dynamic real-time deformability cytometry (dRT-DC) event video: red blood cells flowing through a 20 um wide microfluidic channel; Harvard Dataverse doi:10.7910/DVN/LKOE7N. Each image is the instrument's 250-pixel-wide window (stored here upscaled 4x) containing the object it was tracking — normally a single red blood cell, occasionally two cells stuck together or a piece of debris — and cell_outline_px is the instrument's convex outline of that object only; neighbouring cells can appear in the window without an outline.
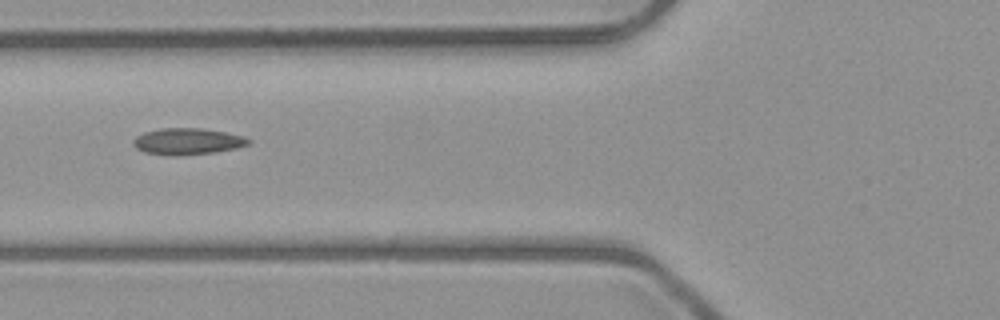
{"species": "common noctule bat (a hibernating species)", "species_latin": "Nyctalus noctula", "temperature_condition": "room temperature", "stored_images_in_passage": 7, "camera_frame_rate_fps": 3000, "um_per_image_px": 0.085, "animal": {"sex": "male", "body_mass_g": 23.1, "forearm_length_mm": 52.7}, "frame": {"image": 1, "passage_image": 7, "time_ms": 6.667, "image_size_px": [1000, 320], "cell_outline_px": [[252, 140], [248, 144], [236, 148], [212, 152], [176, 156], [172, 156], [144, 152], [136, 148], [132, 144], [132, 140], [136, 136], [144, 132], [160, 128], [200, 128], [224, 132], [244, 136]], "centroid_in_image_um": [15.89, 12.01], "position_along_channel_um": 109.9, "area_um2": 17.74}}